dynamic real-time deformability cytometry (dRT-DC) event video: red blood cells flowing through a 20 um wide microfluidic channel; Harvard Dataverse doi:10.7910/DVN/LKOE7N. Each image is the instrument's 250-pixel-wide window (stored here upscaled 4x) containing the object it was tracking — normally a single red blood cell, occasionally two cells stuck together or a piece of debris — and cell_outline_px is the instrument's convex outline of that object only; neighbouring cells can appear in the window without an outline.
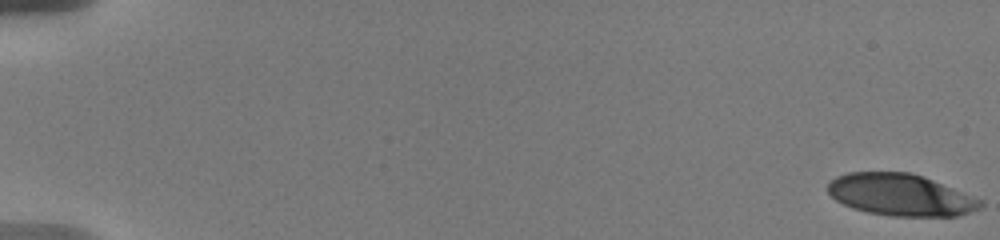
{"species": "human", "species_latin": "Homo sapiens", "temperature_condition": "warm", "stored_images_in_passage": 17, "camera_frame_rate_fps": 3000, "um_per_image_px": 0.085, "donor": {"sex": "male"}, "frame": {"image": 1, "passage_image": 1, "time_ms": 0.0, "image_size_px": [1000, 240], "cell_outline_px": [[984, 204], [980, 208], [956, 216], [892, 216], [868, 212], [852, 208], [836, 200], [828, 192], [828, 184], [836, 176], [848, 172], [912, 172], [924, 176], [984, 200]], "centroid_in_image_um": [76.57, 16.55], "position_along_channel_um": 8.4, "area_um2": 37.28}}
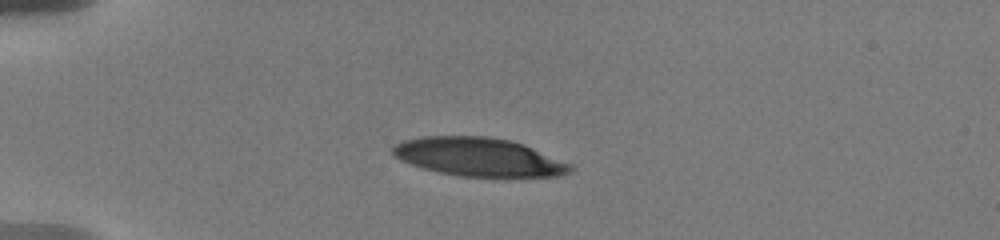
{"frame": {"image": 2, "passage_image": 12, "time_ms": 5.0, "image_size_px": [1000, 240], "cell_outline_px": [[576, 168], [572, 172], [556, 176], [460, 176], [440, 172], [424, 168], [400, 160], [392, 156], [392, 148], [396, 144], [404, 140], [424, 136], [488, 136], [512, 140], [524, 144], [572, 164]], "centroid_in_image_um": [40.72, 13.33], "position_along_channel_um": 44.3, "area_um2": 39.77}}
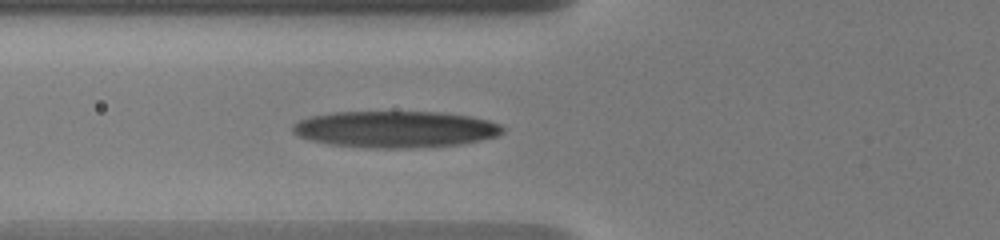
{"frame": {"image": 3, "passage_image": 17, "time_ms": 7.333, "image_size_px": [1000, 240], "cell_outline_px": [[504, 132], [496, 136], [480, 140], [460, 144], [404, 148], [372, 148], [328, 144], [296, 136], [292, 132], [292, 124], [300, 120], [312, 116], [336, 112], [440, 112], [472, 116], [488, 120], [500, 124], [504, 128]], "centroid_in_image_um": [33.6, 10.98], "position_along_channel_um": 92.2, "area_um2": 44.74}}